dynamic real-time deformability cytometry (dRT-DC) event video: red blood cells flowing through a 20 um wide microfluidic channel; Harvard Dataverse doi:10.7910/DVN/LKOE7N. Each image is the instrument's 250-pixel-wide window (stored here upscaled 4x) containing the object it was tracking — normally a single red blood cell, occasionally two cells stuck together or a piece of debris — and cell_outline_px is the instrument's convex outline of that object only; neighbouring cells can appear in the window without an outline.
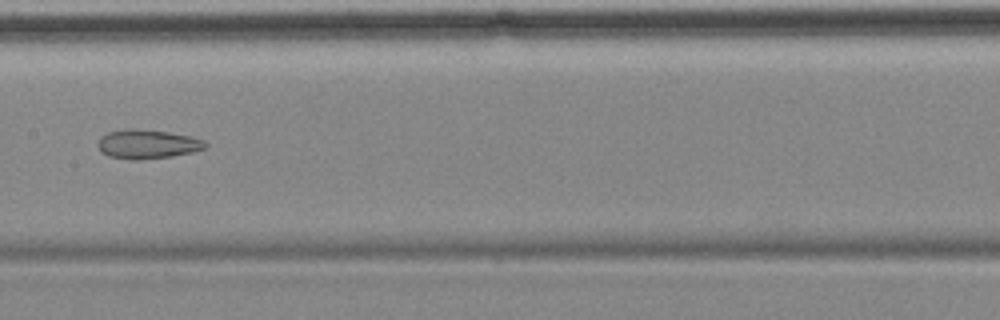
{"species": "common noctule bat (a hibernating species)", "species_latin": "Nyctalus noctula", "temperature_condition": "cold", "stored_images_in_passage": 9, "camera_frame_rate_fps": 3000, "um_per_image_px": 0.085, "animal": {"sex": "female", "body_mass_g": 18.4}, "frame": {"image": 1, "passage_image": 8, "time_ms": 8.333, "image_size_px": [1000, 320], "cell_outline_px": [[208, 144], [204, 148], [192, 152], [172, 156], [140, 160], [132, 160], [108, 156], [100, 152], [96, 144], [100, 136], [108, 132], [124, 128], [132, 128], [168, 132], [192, 136], [204, 140]], "centroid_in_image_um": [12.48, 12.25], "position_along_channel_um": 194.9, "area_um2": 18.5}}
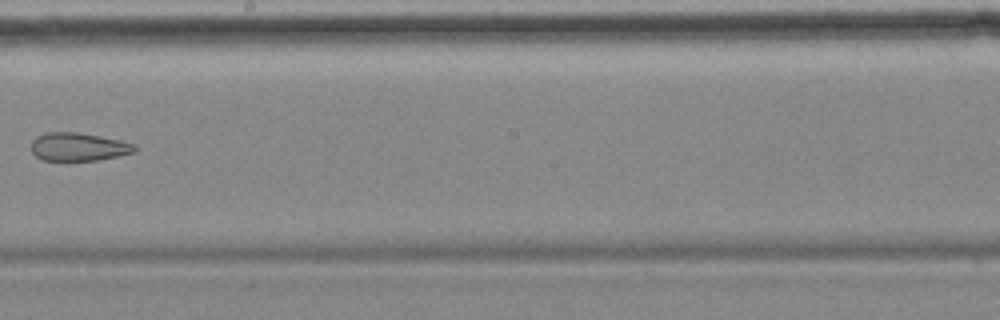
{"frame": {"image": 2, "passage_image": 9, "time_ms": 9.667, "image_size_px": [1000, 320], "cell_outline_px": [[136, 152], [96, 160], [44, 160], [36, 156], [32, 152], [32, 140], [36, 136], [48, 132], [76, 132], [100, 136], [120, 140], [136, 144]], "centroid_in_image_um": [6.68, 12.47], "position_along_channel_um": 241.5, "area_um2": 16.88}}